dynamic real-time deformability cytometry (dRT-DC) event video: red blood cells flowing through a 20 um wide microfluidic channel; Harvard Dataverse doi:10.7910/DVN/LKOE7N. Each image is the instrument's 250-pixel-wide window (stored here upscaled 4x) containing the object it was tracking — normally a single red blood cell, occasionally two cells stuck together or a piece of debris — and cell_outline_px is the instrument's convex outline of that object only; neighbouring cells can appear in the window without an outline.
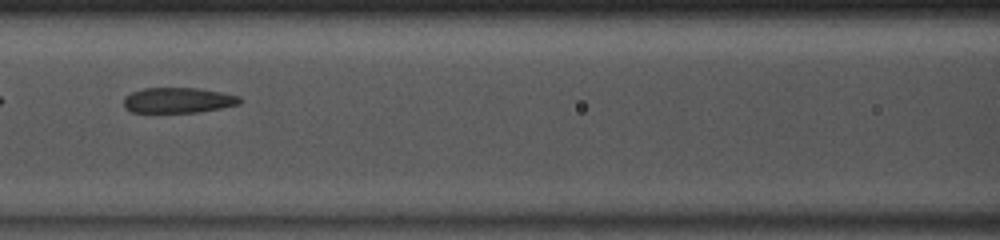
{"species": "common noctule bat (a hibernating species)", "species_latin": "Nyctalus noctula", "temperature_condition": "room temperature", "stored_images_in_passage": 49, "camera_frame_rate_fps": 3000, "um_per_image_px": 0.085, "animal": {"sex": "male", "body_mass_g": 13.0, "forearm_length_mm": 53.1}, "frame": {"image": 1, "passage_image": 22, "time_ms": 7.0, "image_size_px": [1000, 240], "cell_outline_px": [[244, 100], [240, 104], [220, 108], [196, 112], [132, 112], [124, 104], [124, 96], [132, 92], [144, 88], [196, 88], [220, 92], [240, 96]], "centroid_in_image_um": [15.17, 8.51], "position_along_channel_um": 151.4, "area_um2": 17.05}, "authors_computed_cell_mechanics": {"area_um2": 20.1144, "velocity_mm_per_s": 4.1021, "shape_relaxation_time_tau1_ms": null, "shape_relaxation_time_tau2_ms": 1.6352, "deformation_change_tau1": null, "deformation_change_tau2": 0.0889}}